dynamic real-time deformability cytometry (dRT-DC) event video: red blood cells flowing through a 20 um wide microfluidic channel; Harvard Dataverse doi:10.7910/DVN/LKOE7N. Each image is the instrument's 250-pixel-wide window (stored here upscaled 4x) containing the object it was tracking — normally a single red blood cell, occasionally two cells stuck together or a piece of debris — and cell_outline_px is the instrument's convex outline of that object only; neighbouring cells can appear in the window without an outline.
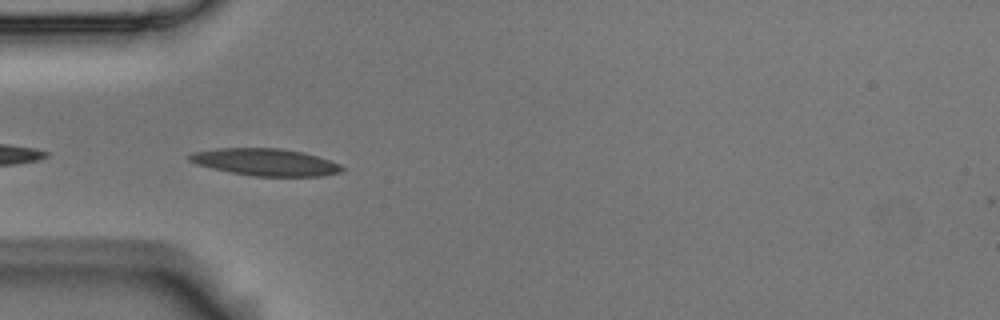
{"species": "Egyptian fruit bat (a non-hibernating species)", "species_latin": "Rousettus aegyptiacus", "temperature_condition": "room temperature", "stored_images_in_passage": 5, "camera_frame_rate_fps": 3000, "um_per_image_px": 0.085, "animal": {"sex": "male"}, "frame": {"image": 1, "passage_image": 5, "time_ms": 1.333, "image_size_px": [1000, 320], "cell_outline_px": [[344, 168], [340, 172], [320, 176], [252, 176], [212, 168], [196, 164], [188, 160], [188, 156], [192, 152], [216, 148], [280, 148], [304, 152], [340, 164]], "centroid_in_image_um": [22.53, 13.77], "position_along_channel_um": 62.5, "area_um2": 23.99}}